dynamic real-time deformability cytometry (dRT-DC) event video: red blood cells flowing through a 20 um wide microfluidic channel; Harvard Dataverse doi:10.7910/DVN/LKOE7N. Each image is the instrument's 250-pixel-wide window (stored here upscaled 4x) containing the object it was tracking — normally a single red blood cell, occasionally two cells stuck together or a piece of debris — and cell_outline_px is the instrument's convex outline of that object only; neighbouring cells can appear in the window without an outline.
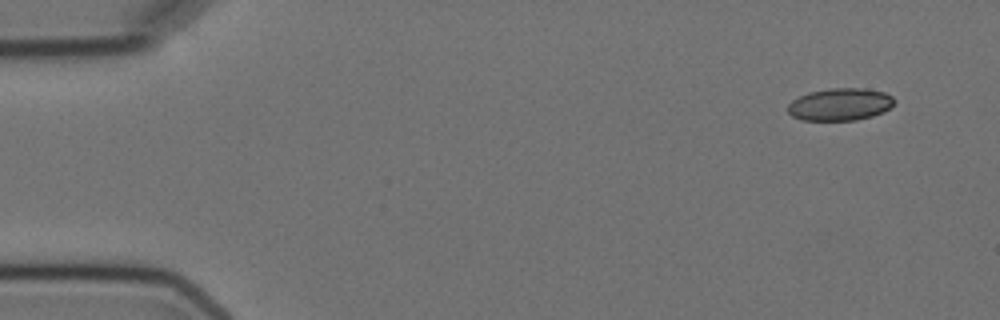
{"species": "Egyptian fruit bat (a non-hibernating species)", "species_latin": "Rousettus aegyptiacus", "temperature_condition": "cold", "stored_images_in_passage": 4, "camera_frame_rate_fps": 3000, "um_per_image_px": 0.085, "animal": {"sex": "female"}, "frame": {"image": 1, "passage_image": 1, "time_ms": 0.0, "image_size_px": [1000, 320], "cell_outline_px": [[896, 100], [884, 112], [872, 116], [856, 120], [800, 120], [792, 116], [788, 112], [788, 104], [792, 100], [808, 92], [828, 88], [864, 88], [884, 92], [892, 96]], "centroid_in_image_um": [71.39, 8.87], "position_along_channel_um": 13.6, "area_um2": 20.17}}